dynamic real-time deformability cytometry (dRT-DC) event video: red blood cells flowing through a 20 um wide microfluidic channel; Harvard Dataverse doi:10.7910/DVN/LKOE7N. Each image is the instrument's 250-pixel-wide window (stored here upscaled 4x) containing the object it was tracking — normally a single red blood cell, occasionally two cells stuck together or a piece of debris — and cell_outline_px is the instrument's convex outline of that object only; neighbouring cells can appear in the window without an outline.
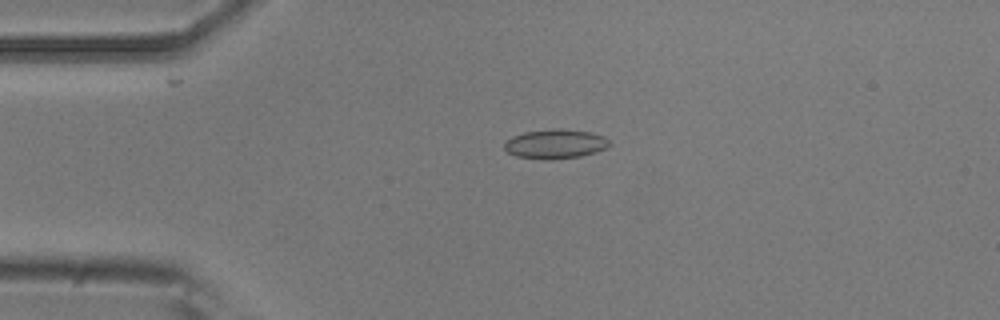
{"species": "common noctule bat (a hibernating species)", "species_latin": "Nyctalus noctula", "temperature_condition": "room temperature", "stored_images_in_passage": 8, "camera_frame_rate_fps": 3000, "um_per_image_px": 0.085, "animal": {"sex": "male", "body_mass_g": 20.5, "forearm_length_mm": 52.5}, "frame": {"image": 1, "passage_image": 4, "time_ms": 3.333, "image_size_px": [1000, 320], "cell_outline_px": [[612, 144], [596, 152], [580, 156], [552, 160], [548, 160], [516, 156], [508, 152], [504, 148], [504, 140], [512, 136], [524, 132], [552, 128], [564, 128], [592, 132], [604, 136]], "centroid_in_image_um": [47.19, 12.22], "position_along_channel_um": 37.8, "area_um2": 18.26}}
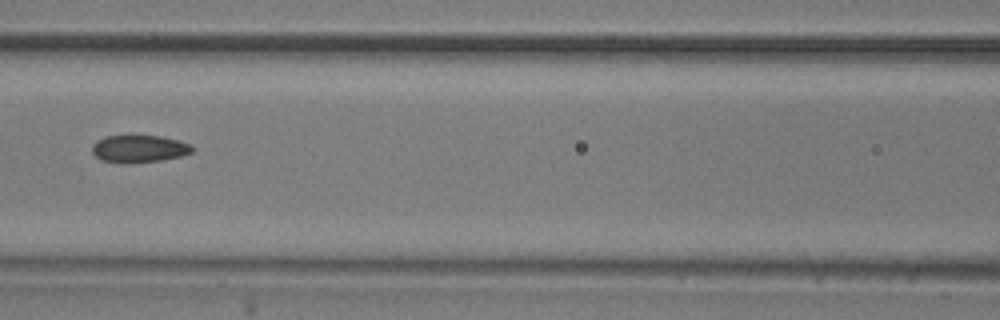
{"frame": {"image": 2, "passage_image": 7, "time_ms": 7.0, "image_size_px": [1000, 320], "cell_outline_px": [[196, 148], [192, 152], [180, 156], [160, 160], [128, 164], [120, 164], [100, 160], [92, 152], [92, 144], [96, 140], [104, 136], [160, 136], [180, 140], [192, 144]], "centroid_in_image_um": [11.82, 12.65], "position_along_channel_um": 154.8, "area_um2": 16.3}}
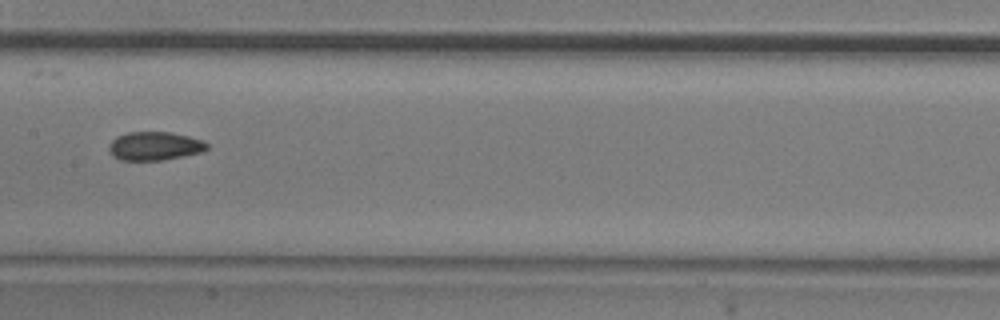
{"frame": {"image": 3, "passage_image": 8, "time_ms": 8.0, "image_size_px": [1000, 320], "cell_outline_px": [[208, 148], [200, 152], [184, 156], [164, 160], [120, 160], [112, 156], [108, 148], [108, 144], [116, 136], [128, 132], [172, 132], [204, 140], [208, 144]], "centroid_in_image_um": [13.13, 12.41], "position_along_channel_um": 194.3, "area_um2": 16.47}}